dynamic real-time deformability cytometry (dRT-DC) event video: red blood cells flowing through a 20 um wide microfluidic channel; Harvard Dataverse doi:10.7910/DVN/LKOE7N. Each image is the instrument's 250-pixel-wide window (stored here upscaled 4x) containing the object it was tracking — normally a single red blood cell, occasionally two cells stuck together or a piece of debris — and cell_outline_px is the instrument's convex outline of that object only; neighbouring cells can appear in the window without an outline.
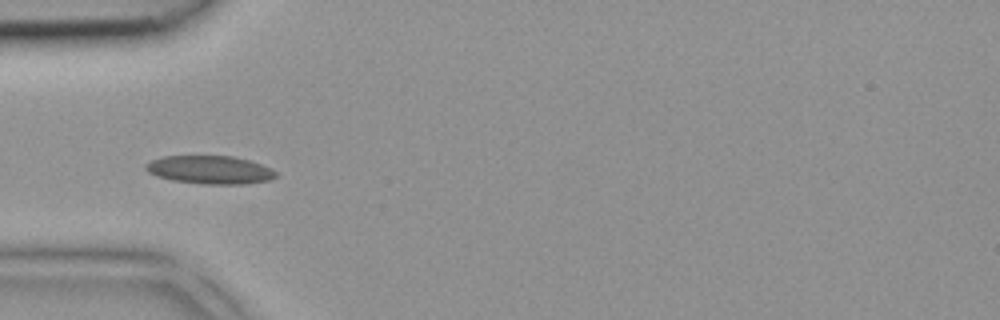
{"species": "common noctule bat (a hibernating species)", "species_latin": "Nyctalus noctula", "temperature_condition": "room temperature", "stored_images_in_passage": 30, "camera_frame_rate_fps": 3000, "um_per_image_px": 0.085, "animal": {"sex": "female", "body_mass_g": 18.4}, "frame": {"image": 1, "passage_image": 1, "time_ms": 0.0, "image_size_px": [1000, 320], "cell_outline_px": [[276, 176], [268, 180], [244, 184], [200, 184], [172, 180], [156, 176], [148, 172], [144, 168], [144, 164], [152, 160], [164, 156], [232, 156], [248, 160], [260, 164], [276, 172]], "centroid_in_image_um": [17.78, 14.44], "position_along_channel_um": 67.2, "area_um2": 21.27}}
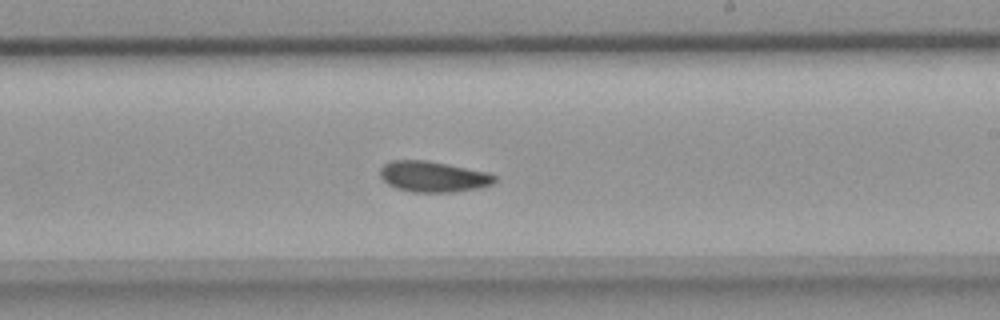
{"frame": {"image": 2, "passage_image": 13, "time_ms": 4.0, "image_size_px": [1000, 320], "cell_outline_px": [[496, 180], [492, 184], [480, 188], [452, 192], [412, 192], [396, 188], [388, 184], [380, 176], [380, 168], [384, 164], [392, 160], [428, 160], [488, 172], [496, 176]], "centroid_in_image_um": [36.82, 15.01], "position_along_channel_um": 252.2, "area_um2": 20.63}}
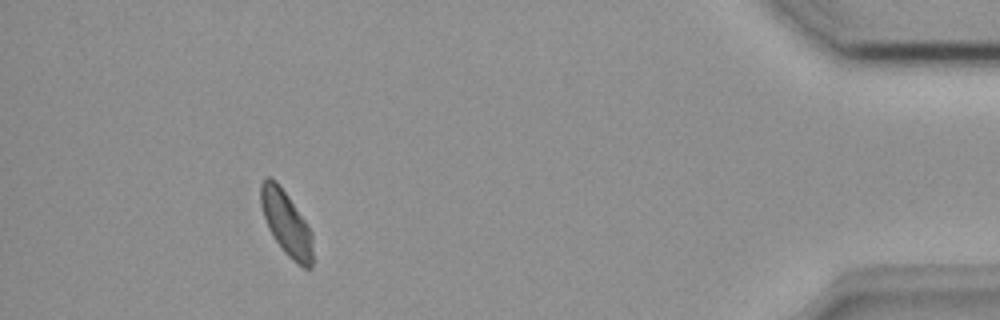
{"frame": {"image": 3, "passage_image": 27, "time_ms": 8.667, "image_size_px": [1000, 320], "cell_outline_px": [[312, 268], [304, 268], [296, 264], [284, 252], [272, 236], [268, 228], [260, 204], [260, 184], [268, 176], [272, 176], [276, 180], [288, 196], [308, 224], [312, 232]], "centroid_in_image_um": [24.33, 18.97], "position_along_channel_um": 410.9, "area_um2": 19.71}}